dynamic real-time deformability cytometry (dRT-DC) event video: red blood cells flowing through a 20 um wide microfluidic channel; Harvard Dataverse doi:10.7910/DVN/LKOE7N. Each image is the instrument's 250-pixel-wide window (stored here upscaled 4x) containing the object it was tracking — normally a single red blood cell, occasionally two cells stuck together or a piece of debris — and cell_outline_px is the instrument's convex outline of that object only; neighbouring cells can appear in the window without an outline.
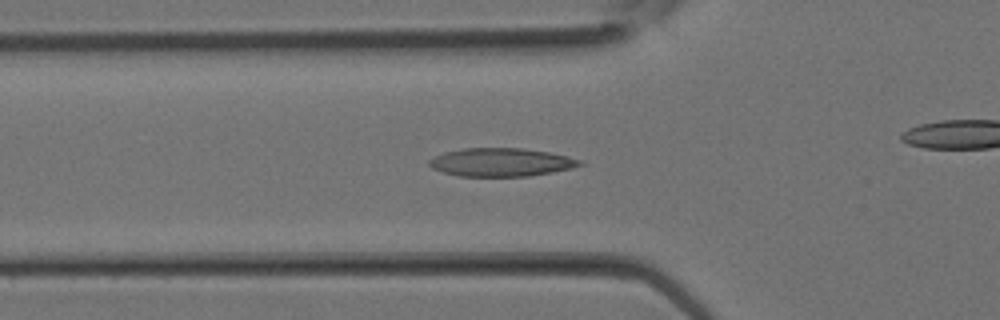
{"species": "Egyptian fruit bat (a non-hibernating species)", "species_latin": "Rousettus aegyptiacus", "temperature_condition": "room temperature", "stored_images_in_passage": 26, "camera_frame_rate_fps": 3000, "um_per_image_px": 0.085, "animal": {"sex": "female"}, "frame": {"image": 1, "passage_image": 11, "time_ms": 3.333, "image_size_px": [1000, 320], "cell_outline_px": [[584, 164], [572, 168], [552, 172], [528, 176], [460, 176], [444, 172], [432, 168], [428, 164], [428, 160], [444, 152], [464, 148], [524, 148], [548, 152], [568, 156], [584, 160]], "centroid_in_image_um": [42.63, 13.78], "position_along_channel_um": 83.2, "area_um2": 24.85}}
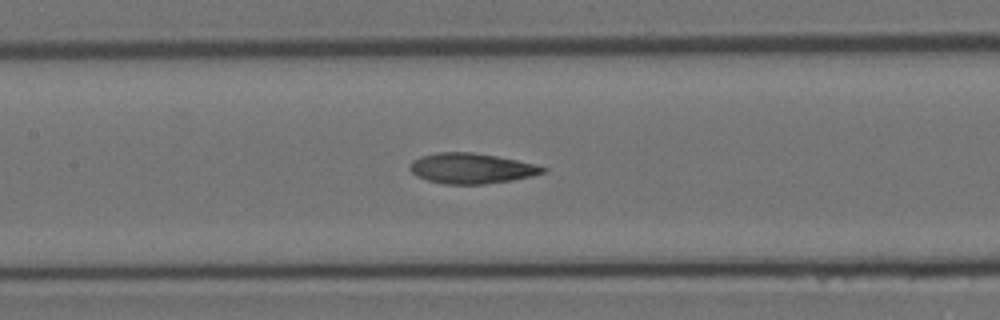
{"frame": {"image": 2, "passage_image": 15, "time_ms": 4.667, "image_size_px": [1000, 320], "cell_outline_px": [[548, 172], [532, 176], [512, 180], [484, 184], [444, 184], [428, 180], [416, 176], [408, 168], [412, 160], [420, 156], [436, 152], [472, 152], [496, 156], [536, 164], [548, 168]], "centroid_in_image_um": [40.07, 14.31], "position_along_channel_um": 167.3, "area_um2": 23.7}}
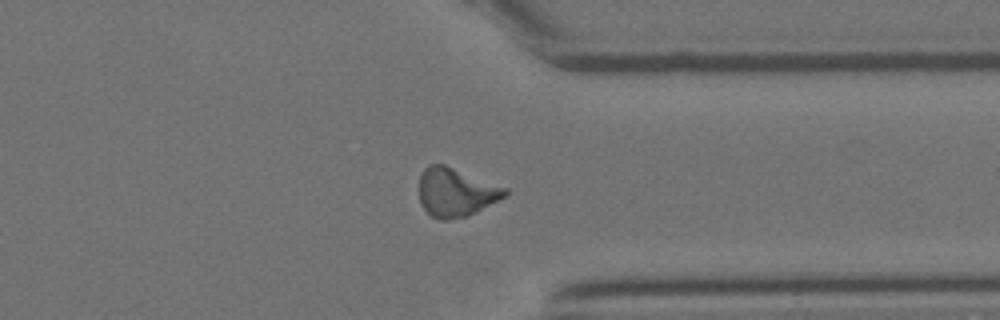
{"frame": {"image": 3, "passage_image": 25, "time_ms": 8.0, "image_size_px": [1000, 320], "cell_outline_px": [[508, 192], [504, 196], [476, 212], [468, 216], [448, 220], [440, 220], [432, 216], [420, 204], [420, 176], [424, 168], [428, 164], [444, 164], [508, 188]], "centroid_in_image_um": [38.73, 16.34], "position_along_channel_um": 372.7, "area_um2": 24.16}}